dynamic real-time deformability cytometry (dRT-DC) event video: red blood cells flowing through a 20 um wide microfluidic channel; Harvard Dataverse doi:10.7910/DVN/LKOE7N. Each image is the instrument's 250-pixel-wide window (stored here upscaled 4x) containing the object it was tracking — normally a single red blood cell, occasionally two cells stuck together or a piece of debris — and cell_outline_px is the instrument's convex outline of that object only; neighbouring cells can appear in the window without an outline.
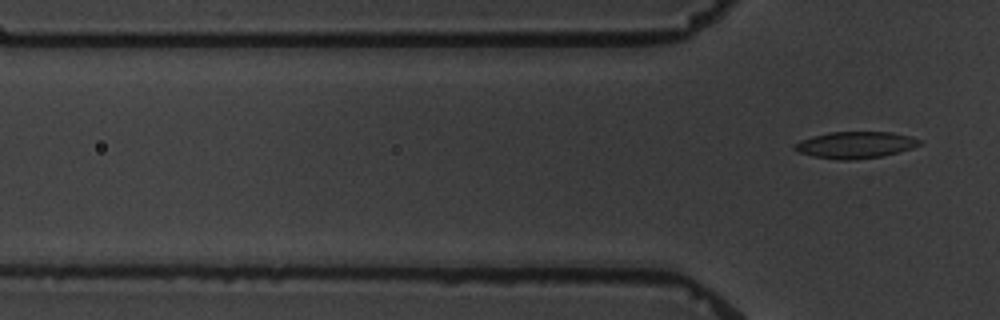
{"species": "common noctule bat (a hibernating species)", "species_latin": "Nyctalus noctula", "temperature_condition": "warm", "stored_images_in_passage": 7, "camera_frame_rate_fps": 3000, "um_per_image_px": 0.085, "animal": {"sex": "male", "body_mass_g": 19.5, "forearm_length_mm": 54.6}, "frame": {"image": 1, "passage_image": 7, "time_ms": 7.667, "image_size_px": [1000, 320], "cell_outline_px": [[920, 144], [912, 148], [880, 156], [848, 160], [840, 160], [812, 156], [800, 152], [792, 148], [792, 144], [800, 140], [812, 136], [828, 132], [892, 132], [908, 136], [920, 140]], "centroid_in_image_um": [72.63, 12.31], "position_along_channel_um": 53.2, "area_um2": 19.19}}